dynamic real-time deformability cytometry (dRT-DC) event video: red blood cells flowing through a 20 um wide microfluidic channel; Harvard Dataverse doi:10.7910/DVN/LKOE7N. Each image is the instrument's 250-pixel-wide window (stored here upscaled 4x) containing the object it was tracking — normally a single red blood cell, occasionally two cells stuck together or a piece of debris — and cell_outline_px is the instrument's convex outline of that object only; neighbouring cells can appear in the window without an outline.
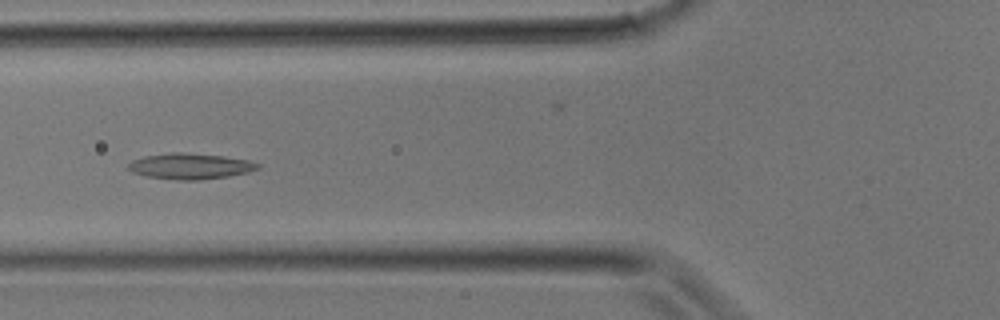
{"species": "common noctule bat (a hibernating species)", "species_latin": "Nyctalus noctula", "temperature_condition": "room temperature", "stored_images_in_passage": 31, "camera_frame_rate_fps": 3000, "um_per_image_px": 0.085, "animal": {"sex": "male", "body_mass_g": 17.9}, "frame": {"image": 1, "passage_image": 12, "time_ms": 3.667, "image_size_px": [1000, 320], "cell_outline_px": [[260, 168], [248, 172], [228, 176], [200, 180], [180, 180], [148, 176], [132, 172], [128, 168], [128, 164], [132, 160], [144, 156], [172, 152], [180, 152], [224, 156], [248, 160], [260, 164]], "centroid_in_image_um": [16.18, 14.12], "position_along_channel_um": 109.6, "area_um2": 19.36}}
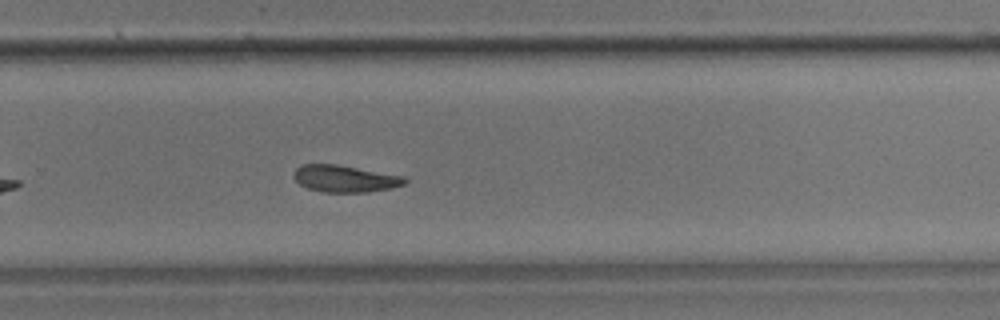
{"frame": {"image": 2, "passage_image": 21, "time_ms": 6.667, "image_size_px": [1000, 320], "cell_outline_px": [[408, 180], [404, 184], [392, 188], [368, 192], [324, 192], [308, 188], [300, 184], [292, 176], [292, 172], [300, 164], [336, 164], [404, 176]], "centroid_in_image_um": [29.3, 15.18], "position_along_channel_um": 300.5, "area_um2": 17.46}}
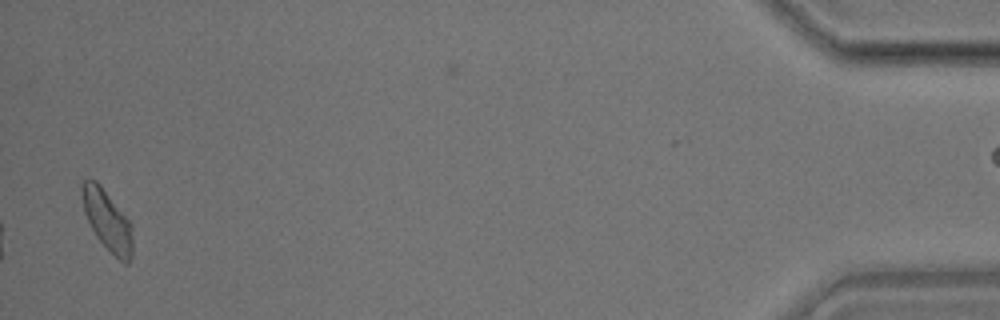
{"frame": {"image": 3, "passage_image": 31, "time_ms": 10.0, "image_size_px": [1000, 320], "cell_outline_px": [[132, 256], [128, 264], [124, 264], [96, 236], [84, 212], [80, 196], [80, 184], [84, 180], [96, 180], [100, 184], [132, 224]], "centroid_in_image_um": [9.11, 18.7], "position_along_channel_um": 426.1, "area_um2": 17.74}}